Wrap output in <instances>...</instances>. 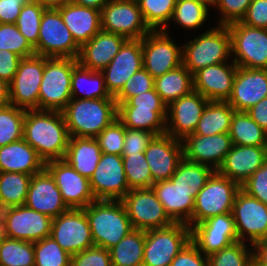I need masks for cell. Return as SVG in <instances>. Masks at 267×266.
Segmentation results:
<instances>
[{"label": "cell", "mask_w": 267, "mask_h": 266, "mask_svg": "<svg viewBox=\"0 0 267 266\" xmlns=\"http://www.w3.org/2000/svg\"><path fill=\"white\" fill-rule=\"evenodd\" d=\"M23 139L45 163L64 159L70 135L62 112L26 110Z\"/></svg>", "instance_id": "obj_1"}, {"label": "cell", "mask_w": 267, "mask_h": 266, "mask_svg": "<svg viewBox=\"0 0 267 266\" xmlns=\"http://www.w3.org/2000/svg\"><path fill=\"white\" fill-rule=\"evenodd\" d=\"M70 137L95 138L117 119L115 99L72 98L61 111Z\"/></svg>", "instance_id": "obj_2"}, {"label": "cell", "mask_w": 267, "mask_h": 266, "mask_svg": "<svg viewBox=\"0 0 267 266\" xmlns=\"http://www.w3.org/2000/svg\"><path fill=\"white\" fill-rule=\"evenodd\" d=\"M83 210L94 246L110 249L134 230L121 200H95Z\"/></svg>", "instance_id": "obj_3"}, {"label": "cell", "mask_w": 267, "mask_h": 266, "mask_svg": "<svg viewBox=\"0 0 267 266\" xmlns=\"http://www.w3.org/2000/svg\"><path fill=\"white\" fill-rule=\"evenodd\" d=\"M78 59L44 56L38 110L62 111L72 99L71 75Z\"/></svg>", "instance_id": "obj_4"}, {"label": "cell", "mask_w": 267, "mask_h": 266, "mask_svg": "<svg viewBox=\"0 0 267 266\" xmlns=\"http://www.w3.org/2000/svg\"><path fill=\"white\" fill-rule=\"evenodd\" d=\"M214 28L183 45V65L190 73L194 74L207 66L227 62L231 57L228 26L217 25Z\"/></svg>", "instance_id": "obj_5"}, {"label": "cell", "mask_w": 267, "mask_h": 266, "mask_svg": "<svg viewBox=\"0 0 267 266\" xmlns=\"http://www.w3.org/2000/svg\"><path fill=\"white\" fill-rule=\"evenodd\" d=\"M240 189L238 183L214 171L195 197L190 228L207 218L231 213L236 194Z\"/></svg>", "instance_id": "obj_6"}, {"label": "cell", "mask_w": 267, "mask_h": 266, "mask_svg": "<svg viewBox=\"0 0 267 266\" xmlns=\"http://www.w3.org/2000/svg\"><path fill=\"white\" fill-rule=\"evenodd\" d=\"M191 240V228L184 223L145 231L142 266H170L173 259Z\"/></svg>", "instance_id": "obj_7"}, {"label": "cell", "mask_w": 267, "mask_h": 266, "mask_svg": "<svg viewBox=\"0 0 267 266\" xmlns=\"http://www.w3.org/2000/svg\"><path fill=\"white\" fill-rule=\"evenodd\" d=\"M227 26L233 62L244 68L267 69V29L251 27L240 21Z\"/></svg>", "instance_id": "obj_8"}, {"label": "cell", "mask_w": 267, "mask_h": 266, "mask_svg": "<svg viewBox=\"0 0 267 266\" xmlns=\"http://www.w3.org/2000/svg\"><path fill=\"white\" fill-rule=\"evenodd\" d=\"M34 49L36 55L49 58H78L80 46L64 24L58 9H45L39 28L38 43Z\"/></svg>", "instance_id": "obj_9"}, {"label": "cell", "mask_w": 267, "mask_h": 266, "mask_svg": "<svg viewBox=\"0 0 267 266\" xmlns=\"http://www.w3.org/2000/svg\"><path fill=\"white\" fill-rule=\"evenodd\" d=\"M121 202L134 229L148 231L174 223L152 188L131 189Z\"/></svg>", "instance_id": "obj_10"}, {"label": "cell", "mask_w": 267, "mask_h": 266, "mask_svg": "<svg viewBox=\"0 0 267 266\" xmlns=\"http://www.w3.org/2000/svg\"><path fill=\"white\" fill-rule=\"evenodd\" d=\"M101 21L103 31L126 39H142L151 31L135 1L109 0L101 10Z\"/></svg>", "instance_id": "obj_11"}, {"label": "cell", "mask_w": 267, "mask_h": 266, "mask_svg": "<svg viewBox=\"0 0 267 266\" xmlns=\"http://www.w3.org/2000/svg\"><path fill=\"white\" fill-rule=\"evenodd\" d=\"M143 68L155 79L183 64L182 47L168 31L151 30L142 38Z\"/></svg>", "instance_id": "obj_12"}, {"label": "cell", "mask_w": 267, "mask_h": 266, "mask_svg": "<svg viewBox=\"0 0 267 266\" xmlns=\"http://www.w3.org/2000/svg\"><path fill=\"white\" fill-rule=\"evenodd\" d=\"M50 237L71 256L94 246L83 209H71L52 218Z\"/></svg>", "instance_id": "obj_13"}, {"label": "cell", "mask_w": 267, "mask_h": 266, "mask_svg": "<svg viewBox=\"0 0 267 266\" xmlns=\"http://www.w3.org/2000/svg\"><path fill=\"white\" fill-rule=\"evenodd\" d=\"M52 218L25 205L4 208L1 235L30 242L50 236Z\"/></svg>", "instance_id": "obj_14"}, {"label": "cell", "mask_w": 267, "mask_h": 266, "mask_svg": "<svg viewBox=\"0 0 267 266\" xmlns=\"http://www.w3.org/2000/svg\"><path fill=\"white\" fill-rule=\"evenodd\" d=\"M44 72V56L22 58L9 83L10 104L25 110H38L39 89Z\"/></svg>", "instance_id": "obj_15"}, {"label": "cell", "mask_w": 267, "mask_h": 266, "mask_svg": "<svg viewBox=\"0 0 267 266\" xmlns=\"http://www.w3.org/2000/svg\"><path fill=\"white\" fill-rule=\"evenodd\" d=\"M231 214L234 218L238 240L250 245L267 238V205L240 189L236 194Z\"/></svg>", "instance_id": "obj_16"}, {"label": "cell", "mask_w": 267, "mask_h": 266, "mask_svg": "<svg viewBox=\"0 0 267 266\" xmlns=\"http://www.w3.org/2000/svg\"><path fill=\"white\" fill-rule=\"evenodd\" d=\"M89 181L96 200H122L130 191L122 156L116 154L102 153Z\"/></svg>", "instance_id": "obj_17"}, {"label": "cell", "mask_w": 267, "mask_h": 266, "mask_svg": "<svg viewBox=\"0 0 267 266\" xmlns=\"http://www.w3.org/2000/svg\"><path fill=\"white\" fill-rule=\"evenodd\" d=\"M45 168L55 179L62 199L68 208L83 209L95 201L88 178L80 175L65 160H52Z\"/></svg>", "instance_id": "obj_18"}, {"label": "cell", "mask_w": 267, "mask_h": 266, "mask_svg": "<svg viewBox=\"0 0 267 266\" xmlns=\"http://www.w3.org/2000/svg\"><path fill=\"white\" fill-rule=\"evenodd\" d=\"M208 102V99L194 90L171 102L167 106L165 134L182 141L186 136L194 133Z\"/></svg>", "instance_id": "obj_19"}, {"label": "cell", "mask_w": 267, "mask_h": 266, "mask_svg": "<svg viewBox=\"0 0 267 266\" xmlns=\"http://www.w3.org/2000/svg\"><path fill=\"white\" fill-rule=\"evenodd\" d=\"M142 68V39H127L110 64L101 71L110 95L115 97L129 78Z\"/></svg>", "instance_id": "obj_20"}, {"label": "cell", "mask_w": 267, "mask_h": 266, "mask_svg": "<svg viewBox=\"0 0 267 266\" xmlns=\"http://www.w3.org/2000/svg\"><path fill=\"white\" fill-rule=\"evenodd\" d=\"M183 141V155L185 159L212 167L214 171L220 168L226 154L233 146L229 133L211 136L192 133L186 136Z\"/></svg>", "instance_id": "obj_21"}, {"label": "cell", "mask_w": 267, "mask_h": 266, "mask_svg": "<svg viewBox=\"0 0 267 266\" xmlns=\"http://www.w3.org/2000/svg\"><path fill=\"white\" fill-rule=\"evenodd\" d=\"M182 141L170 135L155 136L144 155L154 183L169 180L184 158Z\"/></svg>", "instance_id": "obj_22"}, {"label": "cell", "mask_w": 267, "mask_h": 266, "mask_svg": "<svg viewBox=\"0 0 267 266\" xmlns=\"http://www.w3.org/2000/svg\"><path fill=\"white\" fill-rule=\"evenodd\" d=\"M238 66L232 61L210 65L193 74V89L209 101H228Z\"/></svg>", "instance_id": "obj_23"}, {"label": "cell", "mask_w": 267, "mask_h": 266, "mask_svg": "<svg viewBox=\"0 0 267 266\" xmlns=\"http://www.w3.org/2000/svg\"><path fill=\"white\" fill-rule=\"evenodd\" d=\"M267 97V69L238 66L228 103L238 112H246Z\"/></svg>", "instance_id": "obj_24"}, {"label": "cell", "mask_w": 267, "mask_h": 266, "mask_svg": "<svg viewBox=\"0 0 267 266\" xmlns=\"http://www.w3.org/2000/svg\"><path fill=\"white\" fill-rule=\"evenodd\" d=\"M24 205L51 218L69 209L62 199L55 179L46 168L31 176Z\"/></svg>", "instance_id": "obj_25"}, {"label": "cell", "mask_w": 267, "mask_h": 266, "mask_svg": "<svg viewBox=\"0 0 267 266\" xmlns=\"http://www.w3.org/2000/svg\"><path fill=\"white\" fill-rule=\"evenodd\" d=\"M267 161V146L233 145L217 170L240 186Z\"/></svg>", "instance_id": "obj_26"}, {"label": "cell", "mask_w": 267, "mask_h": 266, "mask_svg": "<svg viewBox=\"0 0 267 266\" xmlns=\"http://www.w3.org/2000/svg\"><path fill=\"white\" fill-rule=\"evenodd\" d=\"M127 39L116 33L99 31L80 47L78 63L93 71H102L117 55Z\"/></svg>", "instance_id": "obj_27"}, {"label": "cell", "mask_w": 267, "mask_h": 266, "mask_svg": "<svg viewBox=\"0 0 267 266\" xmlns=\"http://www.w3.org/2000/svg\"><path fill=\"white\" fill-rule=\"evenodd\" d=\"M57 9L80 47L102 30L100 10L81 6L70 0Z\"/></svg>", "instance_id": "obj_28"}, {"label": "cell", "mask_w": 267, "mask_h": 266, "mask_svg": "<svg viewBox=\"0 0 267 266\" xmlns=\"http://www.w3.org/2000/svg\"><path fill=\"white\" fill-rule=\"evenodd\" d=\"M165 212L174 223H184L190 227L194 199L192 191L184 190L170 179L159 181L151 186Z\"/></svg>", "instance_id": "obj_29"}, {"label": "cell", "mask_w": 267, "mask_h": 266, "mask_svg": "<svg viewBox=\"0 0 267 266\" xmlns=\"http://www.w3.org/2000/svg\"><path fill=\"white\" fill-rule=\"evenodd\" d=\"M45 168V162L22 138L0 147V172L34 175Z\"/></svg>", "instance_id": "obj_30"}, {"label": "cell", "mask_w": 267, "mask_h": 266, "mask_svg": "<svg viewBox=\"0 0 267 266\" xmlns=\"http://www.w3.org/2000/svg\"><path fill=\"white\" fill-rule=\"evenodd\" d=\"M102 155L96 138L70 137L63 160L80 175L90 179Z\"/></svg>", "instance_id": "obj_31"}, {"label": "cell", "mask_w": 267, "mask_h": 266, "mask_svg": "<svg viewBox=\"0 0 267 266\" xmlns=\"http://www.w3.org/2000/svg\"><path fill=\"white\" fill-rule=\"evenodd\" d=\"M167 111L117 107V119L128 129L152 132L156 136L165 134Z\"/></svg>", "instance_id": "obj_32"}, {"label": "cell", "mask_w": 267, "mask_h": 266, "mask_svg": "<svg viewBox=\"0 0 267 266\" xmlns=\"http://www.w3.org/2000/svg\"><path fill=\"white\" fill-rule=\"evenodd\" d=\"M155 91L168 106L182 96L190 94L193 89V74L182 64L154 79Z\"/></svg>", "instance_id": "obj_33"}, {"label": "cell", "mask_w": 267, "mask_h": 266, "mask_svg": "<svg viewBox=\"0 0 267 266\" xmlns=\"http://www.w3.org/2000/svg\"><path fill=\"white\" fill-rule=\"evenodd\" d=\"M79 91L84 93L82 97H78ZM71 95L77 99H114L106 88L102 72L84 68L79 63L71 75Z\"/></svg>", "instance_id": "obj_34"}, {"label": "cell", "mask_w": 267, "mask_h": 266, "mask_svg": "<svg viewBox=\"0 0 267 266\" xmlns=\"http://www.w3.org/2000/svg\"><path fill=\"white\" fill-rule=\"evenodd\" d=\"M235 110L227 101H209L194 130V134L216 135L229 133Z\"/></svg>", "instance_id": "obj_35"}, {"label": "cell", "mask_w": 267, "mask_h": 266, "mask_svg": "<svg viewBox=\"0 0 267 266\" xmlns=\"http://www.w3.org/2000/svg\"><path fill=\"white\" fill-rule=\"evenodd\" d=\"M145 246V231L134 229L112 248V266H142Z\"/></svg>", "instance_id": "obj_36"}, {"label": "cell", "mask_w": 267, "mask_h": 266, "mask_svg": "<svg viewBox=\"0 0 267 266\" xmlns=\"http://www.w3.org/2000/svg\"><path fill=\"white\" fill-rule=\"evenodd\" d=\"M229 136L233 145L267 146V132L247 112H234Z\"/></svg>", "instance_id": "obj_37"}, {"label": "cell", "mask_w": 267, "mask_h": 266, "mask_svg": "<svg viewBox=\"0 0 267 266\" xmlns=\"http://www.w3.org/2000/svg\"><path fill=\"white\" fill-rule=\"evenodd\" d=\"M213 172L212 167L183 158L170 180L180 188L192 191V198L195 200Z\"/></svg>", "instance_id": "obj_38"}, {"label": "cell", "mask_w": 267, "mask_h": 266, "mask_svg": "<svg viewBox=\"0 0 267 266\" xmlns=\"http://www.w3.org/2000/svg\"><path fill=\"white\" fill-rule=\"evenodd\" d=\"M31 176L25 173L0 172V203L4 208L24 205Z\"/></svg>", "instance_id": "obj_39"}, {"label": "cell", "mask_w": 267, "mask_h": 266, "mask_svg": "<svg viewBox=\"0 0 267 266\" xmlns=\"http://www.w3.org/2000/svg\"><path fill=\"white\" fill-rule=\"evenodd\" d=\"M0 266H35L34 242L0 235Z\"/></svg>", "instance_id": "obj_40"}, {"label": "cell", "mask_w": 267, "mask_h": 266, "mask_svg": "<svg viewBox=\"0 0 267 266\" xmlns=\"http://www.w3.org/2000/svg\"><path fill=\"white\" fill-rule=\"evenodd\" d=\"M25 112L11 104L0 106V147L23 138Z\"/></svg>", "instance_id": "obj_41"}, {"label": "cell", "mask_w": 267, "mask_h": 266, "mask_svg": "<svg viewBox=\"0 0 267 266\" xmlns=\"http://www.w3.org/2000/svg\"><path fill=\"white\" fill-rule=\"evenodd\" d=\"M177 0H139L138 4L145 23L151 30L166 31L171 22Z\"/></svg>", "instance_id": "obj_42"}, {"label": "cell", "mask_w": 267, "mask_h": 266, "mask_svg": "<svg viewBox=\"0 0 267 266\" xmlns=\"http://www.w3.org/2000/svg\"><path fill=\"white\" fill-rule=\"evenodd\" d=\"M129 189L151 188L154 184L144 152L122 156Z\"/></svg>", "instance_id": "obj_43"}, {"label": "cell", "mask_w": 267, "mask_h": 266, "mask_svg": "<svg viewBox=\"0 0 267 266\" xmlns=\"http://www.w3.org/2000/svg\"><path fill=\"white\" fill-rule=\"evenodd\" d=\"M208 7L195 0H177L171 20L186 29H196L205 23Z\"/></svg>", "instance_id": "obj_44"}, {"label": "cell", "mask_w": 267, "mask_h": 266, "mask_svg": "<svg viewBox=\"0 0 267 266\" xmlns=\"http://www.w3.org/2000/svg\"><path fill=\"white\" fill-rule=\"evenodd\" d=\"M46 8L36 1L27 2L20 11L15 25L19 32L35 47L38 43L39 28Z\"/></svg>", "instance_id": "obj_45"}, {"label": "cell", "mask_w": 267, "mask_h": 266, "mask_svg": "<svg viewBox=\"0 0 267 266\" xmlns=\"http://www.w3.org/2000/svg\"><path fill=\"white\" fill-rule=\"evenodd\" d=\"M35 266H71V255L50 236L34 242Z\"/></svg>", "instance_id": "obj_46"}, {"label": "cell", "mask_w": 267, "mask_h": 266, "mask_svg": "<svg viewBox=\"0 0 267 266\" xmlns=\"http://www.w3.org/2000/svg\"><path fill=\"white\" fill-rule=\"evenodd\" d=\"M191 241L205 255L210 256L238 242L237 233H218L212 230H191Z\"/></svg>", "instance_id": "obj_47"}, {"label": "cell", "mask_w": 267, "mask_h": 266, "mask_svg": "<svg viewBox=\"0 0 267 266\" xmlns=\"http://www.w3.org/2000/svg\"><path fill=\"white\" fill-rule=\"evenodd\" d=\"M245 243L235 242L208 256L209 266H251L253 261L252 250L246 248Z\"/></svg>", "instance_id": "obj_48"}, {"label": "cell", "mask_w": 267, "mask_h": 266, "mask_svg": "<svg viewBox=\"0 0 267 266\" xmlns=\"http://www.w3.org/2000/svg\"><path fill=\"white\" fill-rule=\"evenodd\" d=\"M0 50L14 52L22 58L35 55L34 47L11 23H0Z\"/></svg>", "instance_id": "obj_49"}, {"label": "cell", "mask_w": 267, "mask_h": 266, "mask_svg": "<svg viewBox=\"0 0 267 266\" xmlns=\"http://www.w3.org/2000/svg\"><path fill=\"white\" fill-rule=\"evenodd\" d=\"M126 127L115 119L109 126L104 128L95 138L101 152L104 154H116L121 156L125 141Z\"/></svg>", "instance_id": "obj_50"}, {"label": "cell", "mask_w": 267, "mask_h": 266, "mask_svg": "<svg viewBox=\"0 0 267 266\" xmlns=\"http://www.w3.org/2000/svg\"><path fill=\"white\" fill-rule=\"evenodd\" d=\"M154 89V78L144 68L134 73L121 91L114 97L116 104L126 102L129 98Z\"/></svg>", "instance_id": "obj_51"}, {"label": "cell", "mask_w": 267, "mask_h": 266, "mask_svg": "<svg viewBox=\"0 0 267 266\" xmlns=\"http://www.w3.org/2000/svg\"><path fill=\"white\" fill-rule=\"evenodd\" d=\"M252 0H214L213 6L222 14L218 25H229L241 21Z\"/></svg>", "instance_id": "obj_52"}, {"label": "cell", "mask_w": 267, "mask_h": 266, "mask_svg": "<svg viewBox=\"0 0 267 266\" xmlns=\"http://www.w3.org/2000/svg\"><path fill=\"white\" fill-rule=\"evenodd\" d=\"M71 266H112L110 250L93 246L71 256Z\"/></svg>", "instance_id": "obj_53"}, {"label": "cell", "mask_w": 267, "mask_h": 266, "mask_svg": "<svg viewBox=\"0 0 267 266\" xmlns=\"http://www.w3.org/2000/svg\"><path fill=\"white\" fill-rule=\"evenodd\" d=\"M241 189L267 205V161L241 185Z\"/></svg>", "instance_id": "obj_54"}, {"label": "cell", "mask_w": 267, "mask_h": 266, "mask_svg": "<svg viewBox=\"0 0 267 266\" xmlns=\"http://www.w3.org/2000/svg\"><path fill=\"white\" fill-rule=\"evenodd\" d=\"M155 136L156 135L152 132L126 128L125 141L121 156H130V154L145 152V149Z\"/></svg>", "instance_id": "obj_55"}, {"label": "cell", "mask_w": 267, "mask_h": 266, "mask_svg": "<svg viewBox=\"0 0 267 266\" xmlns=\"http://www.w3.org/2000/svg\"><path fill=\"white\" fill-rule=\"evenodd\" d=\"M117 107H137V109L152 111H167V105L162 101L155 88L129 98L126 102L117 104Z\"/></svg>", "instance_id": "obj_56"}, {"label": "cell", "mask_w": 267, "mask_h": 266, "mask_svg": "<svg viewBox=\"0 0 267 266\" xmlns=\"http://www.w3.org/2000/svg\"><path fill=\"white\" fill-rule=\"evenodd\" d=\"M191 230H212L218 233H237L231 213L219 214L191 227Z\"/></svg>", "instance_id": "obj_57"}, {"label": "cell", "mask_w": 267, "mask_h": 266, "mask_svg": "<svg viewBox=\"0 0 267 266\" xmlns=\"http://www.w3.org/2000/svg\"><path fill=\"white\" fill-rule=\"evenodd\" d=\"M170 266H209L208 257L190 240L173 259Z\"/></svg>", "instance_id": "obj_58"}, {"label": "cell", "mask_w": 267, "mask_h": 266, "mask_svg": "<svg viewBox=\"0 0 267 266\" xmlns=\"http://www.w3.org/2000/svg\"><path fill=\"white\" fill-rule=\"evenodd\" d=\"M241 23L267 29V0H252Z\"/></svg>", "instance_id": "obj_59"}, {"label": "cell", "mask_w": 267, "mask_h": 266, "mask_svg": "<svg viewBox=\"0 0 267 266\" xmlns=\"http://www.w3.org/2000/svg\"><path fill=\"white\" fill-rule=\"evenodd\" d=\"M21 56L7 50H0V79L10 83L17 72Z\"/></svg>", "instance_id": "obj_60"}, {"label": "cell", "mask_w": 267, "mask_h": 266, "mask_svg": "<svg viewBox=\"0 0 267 266\" xmlns=\"http://www.w3.org/2000/svg\"><path fill=\"white\" fill-rule=\"evenodd\" d=\"M26 0H0V23L15 24Z\"/></svg>", "instance_id": "obj_61"}, {"label": "cell", "mask_w": 267, "mask_h": 266, "mask_svg": "<svg viewBox=\"0 0 267 266\" xmlns=\"http://www.w3.org/2000/svg\"><path fill=\"white\" fill-rule=\"evenodd\" d=\"M247 114L267 132V97L251 107Z\"/></svg>", "instance_id": "obj_62"}, {"label": "cell", "mask_w": 267, "mask_h": 266, "mask_svg": "<svg viewBox=\"0 0 267 266\" xmlns=\"http://www.w3.org/2000/svg\"><path fill=\"white\" fill-rule=\"evenodd\" d=\"M253 261L259 266H267V238L252 244Z\"/></svg>", "instance_id": "obj_63"}, {"label": "cell", "mask_w": 267, "mask_h": 266, "mask_svg": "<svg viewBox=\"0 0 267 266\" xmlns=\"http://www.w3.org/2000/svg\"><path fill=\"white\" fill-rule=\"evenodd\" d=\"M10 104V88L9 83L0 79V106Z\"/></svg>", "instance_id": "obj_64"}, {"label": "cell", "mask_w": 267, "mask_h": 266, "mask_svg": "<svg viewBox=\"0 0 267 266\" xmlns=\"http://www.w3.org/2000/svg\"><path fill=\"white\" fill-rule=\"evenodd\" d=\"M70 1L81 6L90 7L101 11L104 5L109 0H70Z\"/></svg>", "instance_id": "obj_65"}, {"label": "cell", "mask_w": 267, "mask_h": 266, "mask_svg": "<svg viewBox=\"0 0 267 266\" xmlns=\"http://www.w3.org/2000/svg\"><path fill=\"white\" fill-rule=\"evenodd\" d=\"M42 5L46 9H57L64 5L69 0H33Z\"/></svg>", "instance_id": "obj_66"}, {"label": "cell", "mask_w": 267, "mask_h": 266, "mask_svg": "<svg viewBox=\"0 0 267 266\" xmlns=\"http://www.w3.org/2000/svg\"><path fill=\"white\" fill-rule=\"evenodd\" d=\"M3 213H4V207L0 203V235L2 231V225H3Z\"/></svg>", "instance_id": "obj_67"}, {"label": "cell", "mask_w": 267, "mask_h": 266, "mask_svg": "<svg viewBox=\"0 0 267 266\" xmlns=\"http://www.w3.org/2000/svg\"><path fill=\"white\" fill-rule=\"evenodd\" d=\"M195 1H198V2H201V3H204V4H207L209 6H212L213 3H214V0H195Z\"/></svg>", "instance_id": "obj_68"}, {"label": "cell", "mask_w": 267, "mask_h": 266, "mask_svg": "<svg viewBox=\"0 0 267 266\" xmlns=\"http://www.w3.org/2000/svg\"><path fill=\"white\" fill-rule=\"evenodd\" d=\"M251 266H259L258 264H256L254 261H252Z\"/></svg>", "instance_id": "obj_69"}, {"label": "cell", "mask_w": 267, "mask_h": 266, "mask_svg": "<svg viewBox=\"0 0 267 266\" xmlns=\"http://www.w3.org/2000/svg\"><path fill=\"white\" fill-rule=\"evenodd\" d=\"M126 1H135V2H138L139 0H126Z\"/></svg>", "instance_id": "obj_70"}]
</instances>
